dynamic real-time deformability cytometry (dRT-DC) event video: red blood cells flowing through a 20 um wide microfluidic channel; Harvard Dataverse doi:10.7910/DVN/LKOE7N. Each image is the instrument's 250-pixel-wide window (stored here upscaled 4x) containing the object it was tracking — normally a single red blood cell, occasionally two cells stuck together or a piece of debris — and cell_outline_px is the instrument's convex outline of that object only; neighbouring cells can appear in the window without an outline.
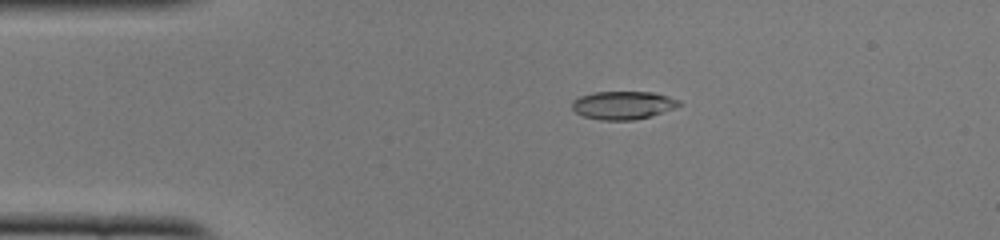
{"species": "common noctule bat (a hibernating species)", "species_latin": "Nyctalus noctula", "temperature_condition": "cold", "stored_images_in_passage": 42, "camera_frame_rate_fps": 3000, "um_per_image_px": 0.085, "animal": {"sex": "female", "body_mass_g": 22.0, "forearm_length_mm": 56.7}, "frame": {"image": 1, "passage_image": 1, "time_ms": 0.0, "image_size_px": [1000, 240], "cell_outline_px": [[684, 104], [676, 108], [652, 116], [632, 120], [600, 120], [584, 116], [576, 112], [572, 108], [572, 100], [580, 96], [596, 92], [652, 92], [668, 96], [680, 100]], "centroid_in_image_um": [53.0, 8.94], "position_along_channel_um": 32.0, "area_um2": 17.69}}
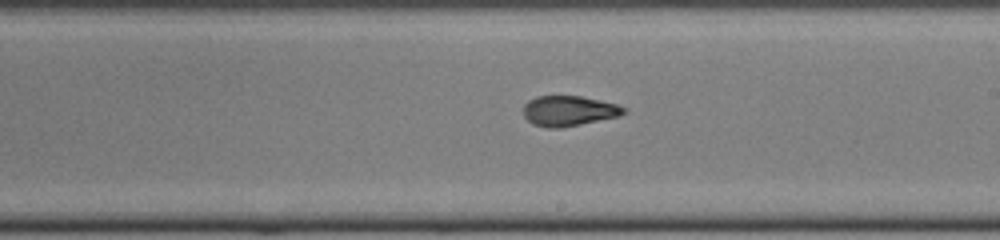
{"frame": {"image": 2, "passage_image": 20, "time_ms": 6.333, "image_size_px": [1000, 240], "cell_outline_px": [[628, 112], [620, 116], [560, 128], [548, 128], [532, 124], [524, 116], [524, 104], [528, 100], [536, 96], [580, 96], [616, 104], [628, 108]], "centroid_in_image_um": [48.36, 9.42], "position_along_channel_um": 240.6, "area_um2": 17.74}}
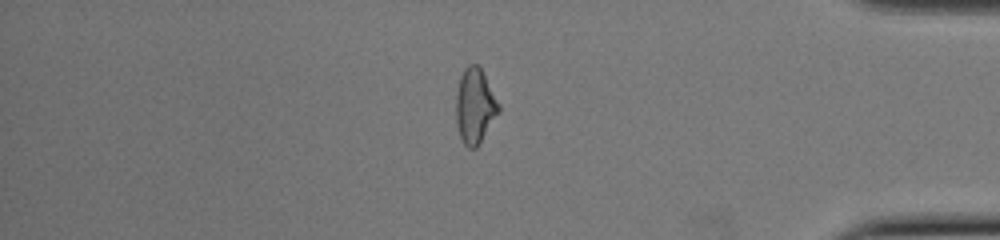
{"frame": {"image": 3, "passage_image": 34, "time_ms": 11.0, "image_size_px": [1000, 240], "cell_outline_px": [[500, 112], [480, 144], [476, 148], [468, 148], [464, 144], [460, 136], [456, 120], [456, 92], [460, 76], [464, 68], [468, 64], [480, 64], [500, 104]], "centroid_in_image_um": [40.39, 8.98], "position_along_channel_um": 394.8, "area_um2": 19.13}, "authors_computed_cell_mechanics": {"area_um2": 18.2359, "velocity_mm_per_s": 3.9454, "shape_relaxation_time_tau1_ms": null, "shape_relaxation_time_tau2_ms": 1.9963, "deformation_change_tau1": null, "deformation_change_tau2": 0.1001}}